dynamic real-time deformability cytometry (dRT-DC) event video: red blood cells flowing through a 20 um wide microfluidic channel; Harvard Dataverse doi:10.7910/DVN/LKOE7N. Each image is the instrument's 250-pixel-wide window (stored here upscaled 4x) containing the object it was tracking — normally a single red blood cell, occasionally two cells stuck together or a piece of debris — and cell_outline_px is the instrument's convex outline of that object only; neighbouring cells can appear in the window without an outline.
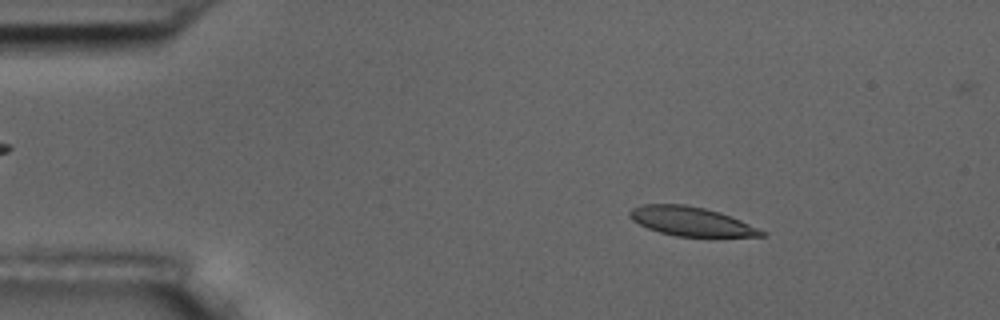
{"species": "common noctule bat (a hibernating species)", "species_latin": "Nyctalus noctula", "temperature_condition": "room temperature", "stored_images_in_passage": 4, "camera_frame_rate_fps": 3000, "um_per_image_px": 0.085, "animal": {"sex": "male", "body_mass_g": 17.5, "forearm_length_mm": 52.3}, "frame": {"image": 1, "passage_image": 2, "time_ms": 1.333, "image_size_px": [1000, 320], "cell_outline_px": [[768, 236], [676, 236], [660, 232], [648, 228], [632, 220], [628, 216], [628, 212], [632, 208], [644, 204], [684, 204], [704, 208], [720, 212], [740, 220], [768, 232]], "centroid_in_image_um": [58.75, 18.81], "position_along_channel_um": 26.3, "area_um2": 22.2}}